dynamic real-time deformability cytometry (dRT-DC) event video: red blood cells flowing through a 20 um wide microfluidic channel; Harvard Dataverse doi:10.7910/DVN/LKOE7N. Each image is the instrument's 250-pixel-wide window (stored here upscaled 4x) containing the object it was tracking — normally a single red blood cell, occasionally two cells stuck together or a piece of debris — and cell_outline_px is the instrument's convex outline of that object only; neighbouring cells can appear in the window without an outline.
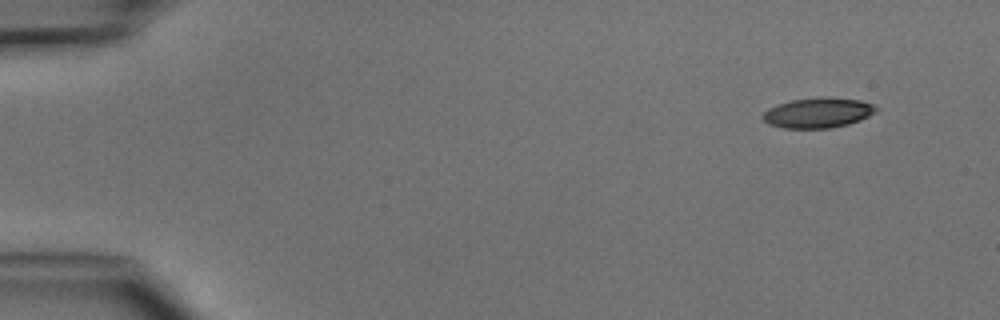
{"species": "common noctule bat (a hibernating species)", "species_latin": "Nyctalus noctula", "temperature_condition": "cold", "stored_images_in_passage": 4, "segment_of_instrument_passage": [1, 2], "camera_frame_rate_fps": 3000, "um_per_image_px": 0.085, "animal": {"sex": "male", "body_mass_g": 15.6}, "frame": {"image": 1, "passage_image": 1, "time_ms": 0.0, "image_size_px": [1000, 320], "cell_outline_px": [[880, 108], [876, 112], [860, 120], [848, 124], [832, 128], [784, 128], [768, 124], [760, 116], [768, 108], [776, 104], [792, 100], [860, 100], [872, 104]], "centroid_in_image_um": [69.49, 9.64], "position_along_channel_um": 15.5, "area_um2": 19.13}}